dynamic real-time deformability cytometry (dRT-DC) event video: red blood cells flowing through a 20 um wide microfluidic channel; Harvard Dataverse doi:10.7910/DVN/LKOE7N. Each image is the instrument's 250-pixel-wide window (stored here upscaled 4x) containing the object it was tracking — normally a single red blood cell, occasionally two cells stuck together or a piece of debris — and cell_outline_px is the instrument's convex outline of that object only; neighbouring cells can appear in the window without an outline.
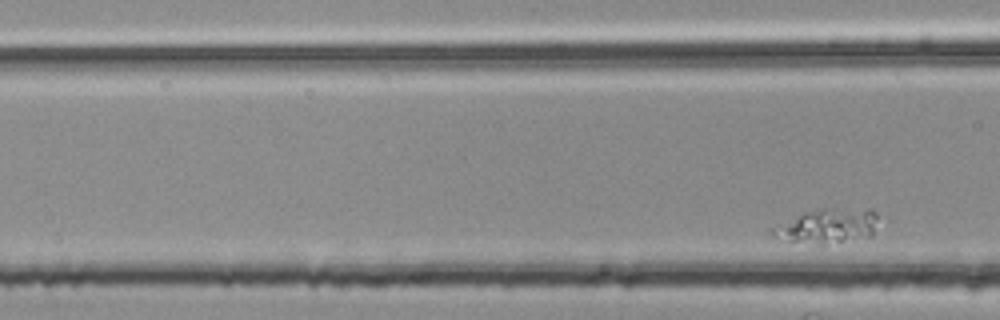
{"species": "common noctule bat (a hibernating species)", "species_latin": "Nyctalus noctula", "temperature_condition": "room temperature", "stored_images_in_passage": 6, "segment_of_instrument_passage": [2, 2], "camera_frame_rate_fps": 3000, "um_per_image_px": 0.085, "animal": {"sex": "female", "body_mass_g": 25.1}, "frame": {"image": 1, "passage_image": 6, "time_ms": 1.667, "image_size_px": [1000, 320], "cell_outline_px": [[876, 216], [872, 236], [824, 248], [788, 240], [772, 236], [768, 232], [772, 228], [804, 212], [820, 208], [872, 208], [876, 212]], "centroid_in_image_um": [70.35, 19.26], "position_along_channel_um": 96.2, "area_um2": 22.2}}